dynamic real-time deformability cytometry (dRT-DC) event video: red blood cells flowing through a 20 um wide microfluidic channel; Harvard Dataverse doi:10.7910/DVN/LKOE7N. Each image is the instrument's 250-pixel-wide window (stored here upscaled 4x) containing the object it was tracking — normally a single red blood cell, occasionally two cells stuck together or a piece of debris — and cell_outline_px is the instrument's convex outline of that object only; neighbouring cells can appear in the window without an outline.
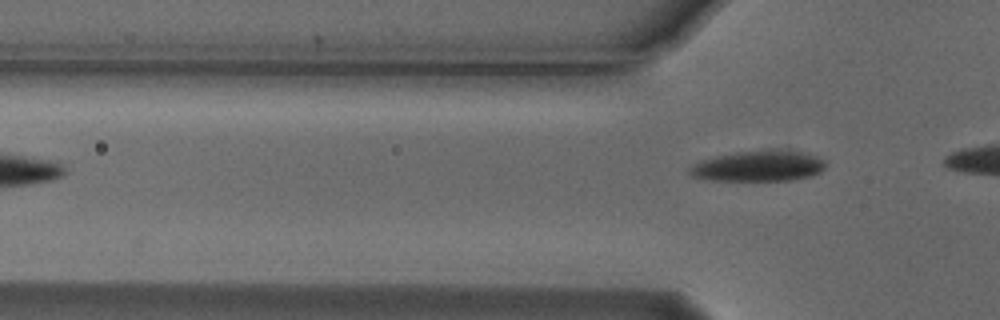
{"species": "Egyptian fruit bat (a non-hibernating species)", "species_latin": "Rousettus aegyptiacus", "temperature_condition": "cold", "stored_images_in_passage": 2, "camera_frame_rate_fps": 3000, "um_per_image_px": 0.085, "animal": {"sex": "male"}, "frame": {"image": 1, "passage_image": 2, "time_ms": 0.333, "image_size_px": [1000, 320], "cell_outline_px": [[824, 168], [820, 172], [812, 176], [792, 180], [712, 180], [692, 176], [688, 172], [688, 168], [692, 164], [700, 160], [716, 156], [736, 152], [804, 152], [816, 156], [824, 160]], "centroid_in_image_um": [64.43, 14.14], "position_along_channel_um": 61.4, "area_um2": 23.64}}